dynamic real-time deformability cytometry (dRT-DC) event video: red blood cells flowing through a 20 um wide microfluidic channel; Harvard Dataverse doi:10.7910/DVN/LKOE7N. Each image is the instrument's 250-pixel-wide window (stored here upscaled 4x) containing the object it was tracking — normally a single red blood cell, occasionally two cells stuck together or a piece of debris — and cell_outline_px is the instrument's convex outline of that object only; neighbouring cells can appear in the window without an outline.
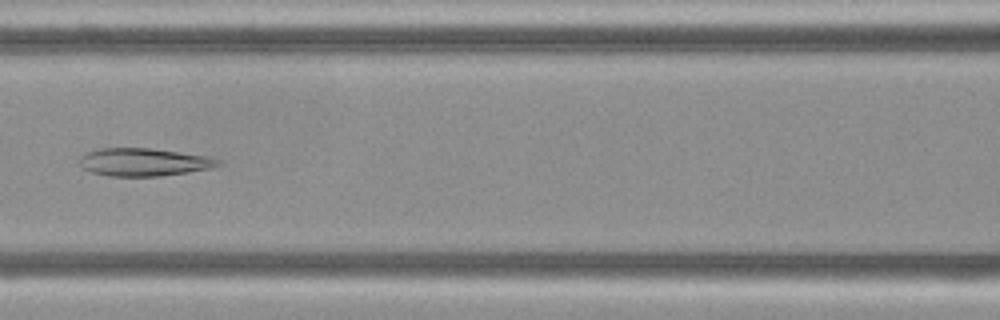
{"species": "Egyptian fruit bat (a non-hibernating species)", "species_latin": "Rousettus aegyptiacus", "temperature_condition": "cold", "stored_images_in_passage": 48, "camera_frame_rate_fps": 3000, "um_per_image_px": 0.085, "frame": {"image": 1, "passage_image": 21, "time_ms": 6.667, "image_size_px": [1000, 320], "cell_outline_px": [[220, 164], [212, 168], [188, 172], [160, 176], [108, 176], [92, 172], [84, 168], [80, 164], [80, 156], [96, 148], [152, 148], [208, 156], [220, 160]], "centroid_in_image_um": [12.22, 13.77], "position_along_channel_um": 154.4, "area_um2": 22.48}}
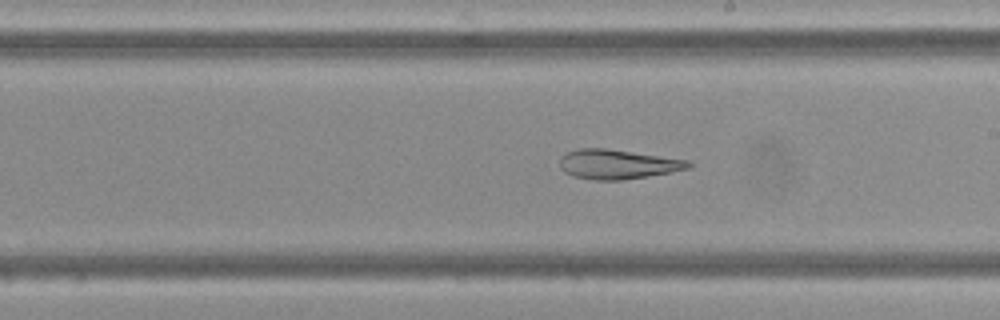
{"frame": {"image": 2, "passage_image": 27, "time_ms": 8.667, "image_size_px": [1000, 320], "cell_outline_px": [[692, 164], [688, 168], [648, 176], [620, 180], [596, 180], [572, 176], [564, 172], [560, 168], [560, 156], [568, 152], [580, 148], [608, 148], [688, 160]], "centroid_in_image_um": [52.44, 13.95], "position_along_channel_um": 236.6, "area_um2": 22.02}}
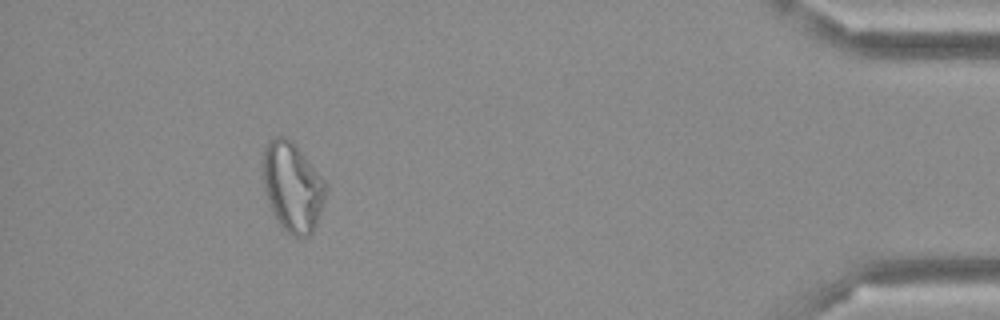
{"frame": {"image": 3, "passage_image": 44, "time_ms": 14.333, "image_size_px": [1000, 320], "cell_outline_px": [[328, 188], [316, 224], [312, 232], [308, 236], [292, 236], [276, 220], [272, 212], [264, 192], [260, 156], [268, 140], [276, 136], [284, 136], [292, 140], [296, 144], [328, 184]], "centroid_in_image_um": [24.82, 15.83], "position_along_channel_um": 410.4, "area_um2": 33.41}}